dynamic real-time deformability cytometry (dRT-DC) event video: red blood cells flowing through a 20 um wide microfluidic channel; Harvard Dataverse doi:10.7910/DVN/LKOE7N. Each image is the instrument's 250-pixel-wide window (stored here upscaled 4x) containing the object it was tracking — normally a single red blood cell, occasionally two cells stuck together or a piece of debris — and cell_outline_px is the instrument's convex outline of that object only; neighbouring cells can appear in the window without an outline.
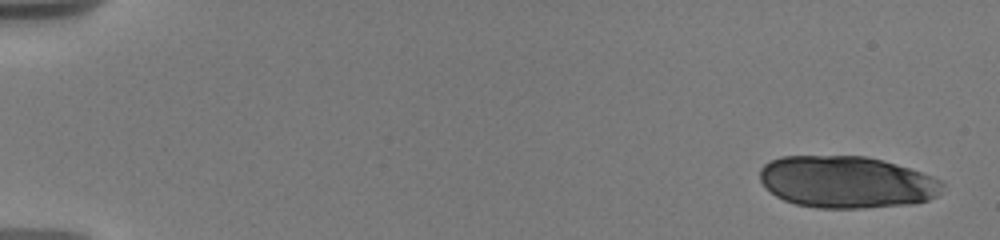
{"species": "human", "species_latin": "Homo sapiens", "temperature_condition": "warm", "stored_images_in_passage": 18, "camera_frame_rate_fps": 3000, "um_per_image_px": 0.085, "donor": {"sex": "male"}, "frame": {"image": 1, "passage_image": 1, "time_ms": 0.0, "image_size_px": [1000, 240], "cell_outline_px": [[944, 184], [940, 192], [936, 196], [928, 200], [912, 204], [864, 208], [816, 208], [796, 204], [784, 200], [776, 196], [760, 180], [760, 168], [764, 164], [780, 156], [864, 156], [884, 160], [932, 176], [940, 180]], "centroid_in_image_um": [71.96, 15.48], "position_along_channel_um": 13.0, "area_um2": 55.26}}
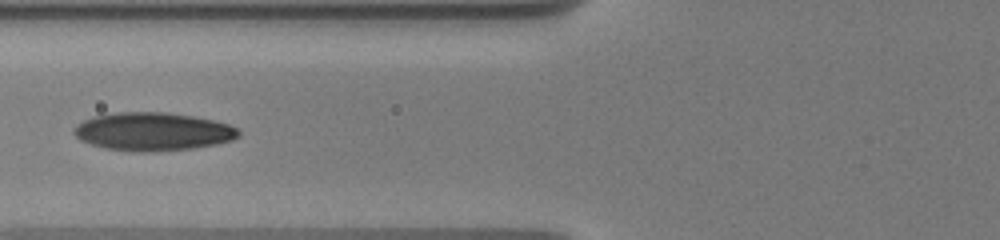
{"frame": {"image": 2, "passage_image": 16, "time_ms": 7.333, "image_size_px": [1000, 240], "cell_outline_px": [[240, 136], [232, 140], [216, 144], [192, 148], [108, 148], [92, 144], [80, 140], [72, 132], [76, 124], [84, 120], [96, 116], [120, 112], [168, 112], [192, 116], [212, 120], [228, 124], [236, 128], [240, 132]], "centroid_in_image_um": [13.02, 11.12], "position_along_channel_um": 112.8, "area_um2": 35.03}}